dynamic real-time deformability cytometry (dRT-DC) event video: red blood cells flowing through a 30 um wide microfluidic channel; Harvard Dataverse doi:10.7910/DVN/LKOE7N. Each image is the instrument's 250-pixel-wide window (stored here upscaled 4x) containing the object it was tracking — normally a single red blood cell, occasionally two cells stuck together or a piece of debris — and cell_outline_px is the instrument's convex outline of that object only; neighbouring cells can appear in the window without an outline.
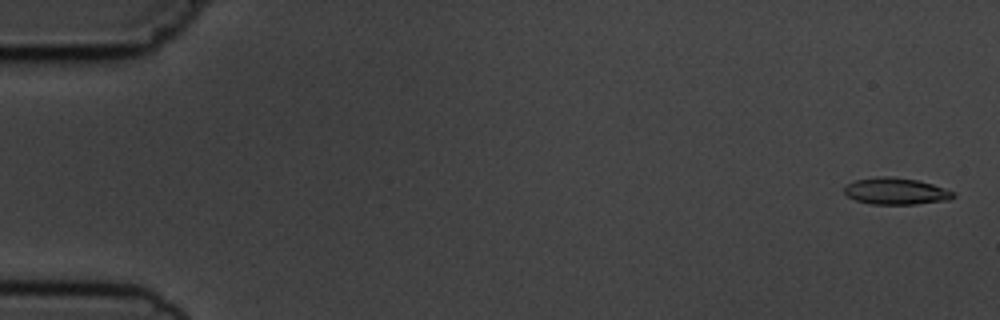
{"species": "common noctule bat (a hibernating species)", "species_latin": "Nyctalus noctula", "temperature_condition": "cold", "stored_images_in_passage": 5, "camera_frame_rate_fps": 3000, "um_per_image_px": 0.085, "animal": {"sex": "male", "body_mass_g": 19.5, "forearm_length_mm": 54.6}, "frame": {"image": 1, "passage_image": 1, "time_ms": 0.0, "image_size_px": [1000, 320], "cell_outline_px": [[956, 196], [948, 200], [916, 204], [872, 204], [856, 200], [848, 196], [844, 192], [844, 188], [848, 184], [856, 180], [880, 176], [892, 176], [916, 180], [932, 184], [956, 192]], "centroid_in_image_um": [76.18, 16.25], "position_along_channel_um": 8.8, "area_um2": 16.88}}
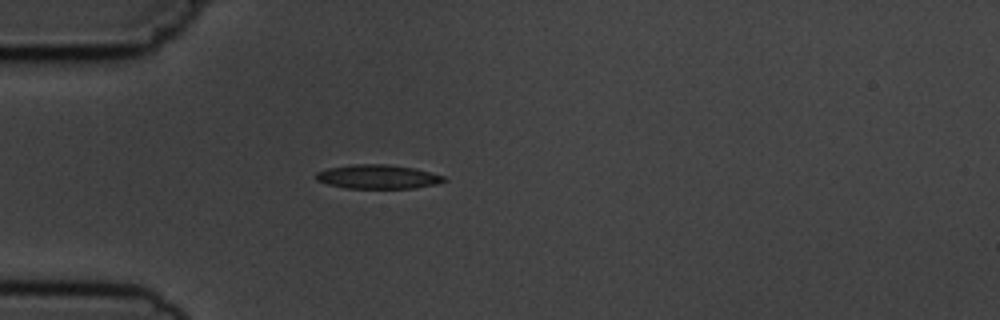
{"frame": {"image": 2, "passage_image": 5, "time_ms": 4.667, "image_size_px": [1000, 320], "cell_outline_px": [[448, 180], [436, 184], [416, 188], [344, 188], [328, 184], [316, 180], [316, 172], [328, 168], [352, 164], [388, 164], [416, 168], [444, 176]], "centroid_in_image_um": [32.13, 15.02], "position_along_channel_um": 52.9, "area_um2": 18.03}}